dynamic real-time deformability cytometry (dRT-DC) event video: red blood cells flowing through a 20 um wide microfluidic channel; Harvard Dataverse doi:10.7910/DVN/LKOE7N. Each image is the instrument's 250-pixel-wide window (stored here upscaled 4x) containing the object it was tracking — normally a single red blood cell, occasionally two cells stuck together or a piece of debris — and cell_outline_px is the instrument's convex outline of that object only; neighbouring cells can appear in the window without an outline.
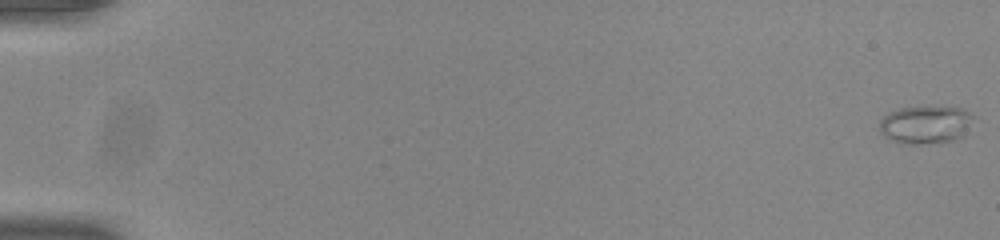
{"species": "common noctule bat (a hibernating species)", "species_latin": "Nyctalus noctula", "temperature_condition": "room temperature", "stored_images_in_passage": 55, "camera_frame_rate_fps": 3000, "um_per_image_px": 0.085, "animal": {"sex": "male", "body_mass_g": 20.0, "forearm_length_mm": 53.3}, "frame": {"image": 1, "passage_image": 1, "time_ms": 0.0, "image_size_px": [1000, 240], "cell_outline_px": [[976, 116], [964, 136], [952, 140], [916, 144], [904, 144], [892, 140], [884, 136], [880, 128], [880, 120], [888, 112], [900, 108], [964, 108]], "centroid_in_image_um": [78.71, 10.6], "position_along_channel_um": 6.3, "area_um2": 20.52}}
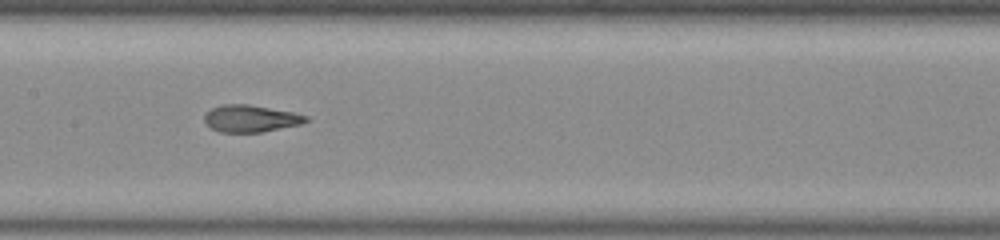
{"frame": {"image": 2, "passage_image": 29, "time_ms": 9.333, "image_size_px": [1000, 240], "cell_outline_px": [[308, 120], [300, 124], [260, 132], [220, 132], [204, 124], [204, 116], [212, 108], [224, 104], [248, 104], [292, 112], [308, 116]], "centroid_in_image_um": [21.27, 10.07], "position_along_channel_um": 186.1, "area_um2": 15.78}}
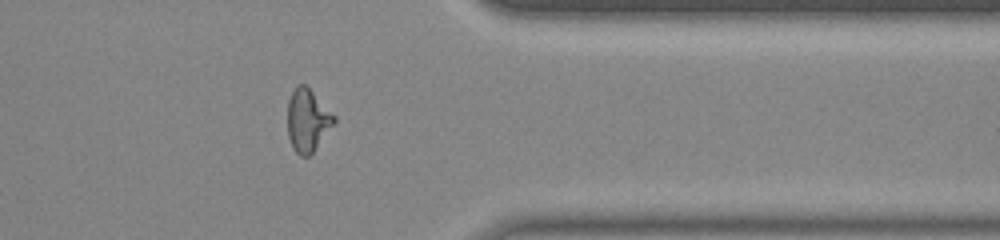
{"frame": {"image": 3, "passage_image": 45, "time_ms": 14.667, "image_size_px": [1000, 240], "cell_outline_px": [[336, 120], [312, 152], [308, 156], [300, 156], [292, 148], [288, 136], [288, 100], [296, 84], [304, 84], [336, 116]], "centroid_in_image_um": [26.12, 10.22], "position_along_channel_um": 385.3, "area_um2": 16.65}, "authors_computed_cell_mechanics": {"area_um2": 16.762, "velocity_mm_per_s": 3.8953, "shape_relaxation_time_tau1_ms": null, "shape_relaxation_time_tau2_ms": 1.2296, "deformation_change_tau1": null, "deformation_change_tau2": 0.0919}}